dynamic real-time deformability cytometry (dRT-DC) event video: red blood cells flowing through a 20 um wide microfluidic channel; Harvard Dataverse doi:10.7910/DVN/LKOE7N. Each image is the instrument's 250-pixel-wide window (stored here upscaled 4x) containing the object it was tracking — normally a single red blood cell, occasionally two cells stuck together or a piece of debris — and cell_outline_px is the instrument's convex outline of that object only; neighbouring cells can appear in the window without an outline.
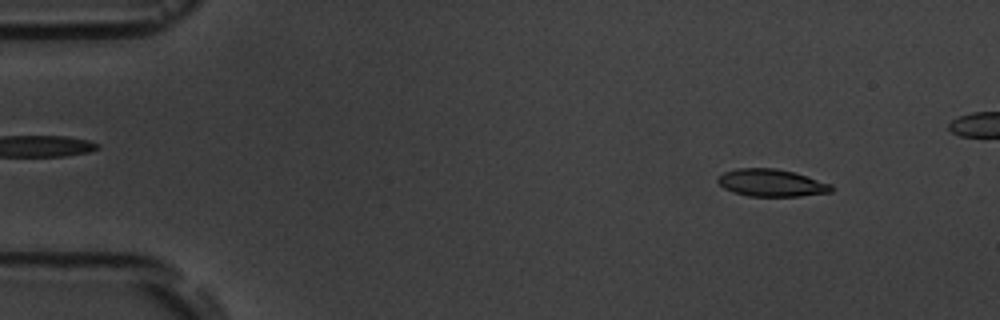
{"species": "common noctule bat (a hibernating species)", "species_latin": "Nyctalus noctula", "temperature_condition": "room temperature", "stored_images_in_passage": 7, "segment_of_instrument_passage": [1, 2], "camera_frame_rate_fps": 3000, "um_per_image_px": 0.085, "animal": {"sex": "male", "body_mass_g": 19.5, "forearm_length_mm": 54.6}, "frame": {"image": 1, "passage_image": 2, "time_ms": 1.0, "image_size_px": [1000, 320], "cell_outline_px": [[832, 192], [800, 196], [748, 196], [732, 192], [724, 188], [716, 180], [724, 172], [736, 168], [776, 168], [792, 172], [832, 184]], "centroid_in_image_um": [65.55, 15.55], "position_along_channel_um": 19.4, "area_um2": 17.98}}
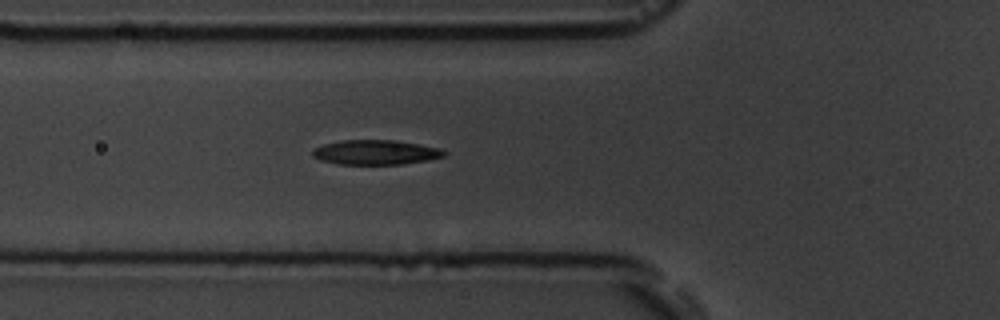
{"frame": {"image": 2, "passage_image": 6, "time_ms": 5.667, "image_size_px": [1000, 320], "cell_outline_px": [[448, 152], [444, 156], [428, 160], [404, 164], [340, 164], [320, 160], [312, 156], [312, 148], [324, 144], [340, 140], [396, 140], [420, 144], [440, 148]], "centroid_in_image_um": [31.93, 12.94], "position_along_channel_um": 93.9, "area_um2": 19.07}}